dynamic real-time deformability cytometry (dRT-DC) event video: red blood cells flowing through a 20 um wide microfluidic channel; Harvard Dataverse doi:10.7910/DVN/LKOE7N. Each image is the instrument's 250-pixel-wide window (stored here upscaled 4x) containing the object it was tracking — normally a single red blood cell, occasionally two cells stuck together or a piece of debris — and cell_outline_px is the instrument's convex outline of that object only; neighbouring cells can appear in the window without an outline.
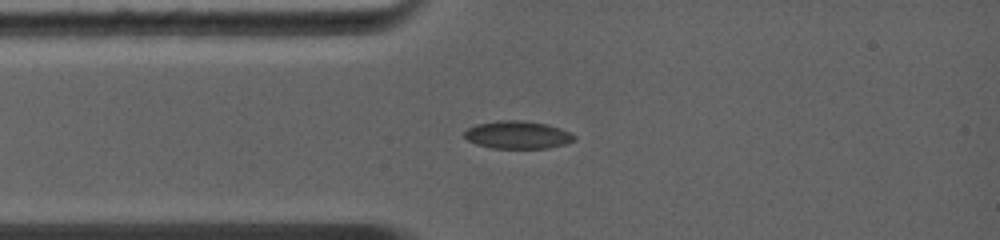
{"species": "common noctule bat (a hibernating species)", "species_latin": "Nyctalus noctula", "temperature_condition": "warm", "stored_images_in_passage": 10, "camera_frame_rate_fps": 5000, "um_per_image_px": 0.085, "animal": {"sex": "female", "body_mass_g": 19.0, "forearm_length_mm": 56.7}, "frame": {"image": 1, "passage_image": 3, "time_ms": 0.8, "image_size_px": [1000, 240], "cell_outline_px": [[576, 140], [564, 144], [548, 148], [492, 148], [476, 144], [468, 140], [464, 136], [464, 132], [468, 128], [476, 124], [500, 120], [524, 120], [548, 124], [560, 128], [576, 136]], "centroid_in_image_um": [44.0, 11.46], "position_along_channel_um": 41.0, "area_um2": 17.8}}
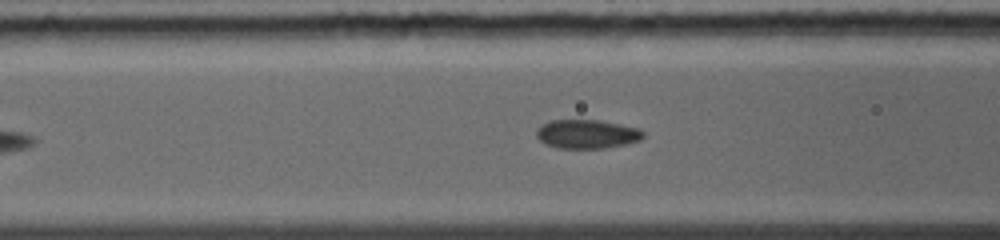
{"frame": {"image": 2, "passage_image": 7, "time_ms": 2.6, "image_size_px": [1000, 240], "cell_outline_px": [[644, 136], [640, 140], [628, 144], [604, 148], [556, 148], [544, 144], [536, 136], [536, 128], [552, 120], [600, 120], [620, 124], [636, 128], [644, 132]], "centroid_in_image_um": [49.88, 11.4], "position_along_channel_um": 116.7, "area_um2": 18.03}}
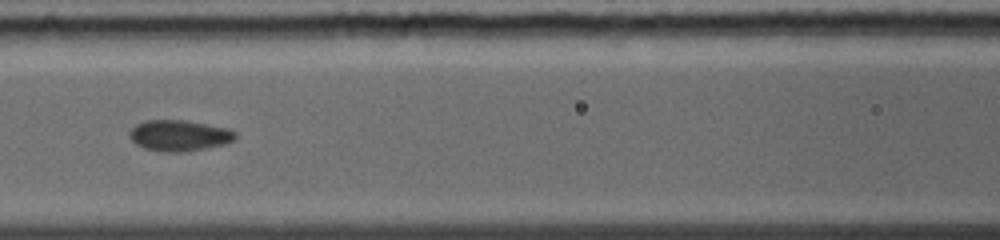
{"frame": {"image": 3, "passage_image": 9, "time_ms": 3.4, "image_size_px": [1000, 240], "cell_outline_px": [[236, 140], [224, 144], [184, 152], [160, 152], [144, 148], [136, 144], [128, 136], [128, 132], [136, 124], [148, 120], [184, 120], [228, 128], [236, 132]], "centroid_in_image_um": [15.22, 11.52], "position_along_channel_um": 151.4, "area_um2": 19.19}}